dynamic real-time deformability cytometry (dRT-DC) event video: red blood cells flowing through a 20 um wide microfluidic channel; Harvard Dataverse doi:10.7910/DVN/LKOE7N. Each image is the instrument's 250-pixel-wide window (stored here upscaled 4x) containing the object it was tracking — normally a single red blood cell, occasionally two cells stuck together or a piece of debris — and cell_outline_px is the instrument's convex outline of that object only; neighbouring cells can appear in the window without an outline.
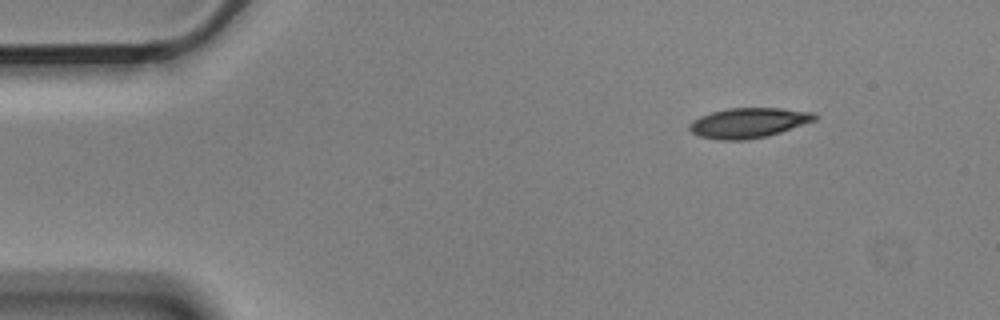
{"species": "Egyptian fruit bat (a non-hibernating species)", "species_latin": "Rousettus aegyptiacus", "temperature_condition": "cold", "stored_images_in_passage": 4, "segment_of_instrument_passage": [2, 2], "camera_frame_rate_fps": 3000, "um_per_image_px": 0.085, "animal": {"sex": "male"}, "frame": {"image": 1, "passage_image": 4, "time_ms": 1.0, "image_size_px": [1000, 320], "cell_outline_px": [[820, 116], [816, 120], [768, 136], [748, 140], [720, 140], [700, 136], [692, 132], [688, 128], [688, 124], [692, 120], [700, 116], [712, 112], [728, 108], [780, 108], [816, 112]], "centroid_in_image_um": [63.65, 10.43], "position_along_channel_um": 21.4, "area_um2": 22.08}}